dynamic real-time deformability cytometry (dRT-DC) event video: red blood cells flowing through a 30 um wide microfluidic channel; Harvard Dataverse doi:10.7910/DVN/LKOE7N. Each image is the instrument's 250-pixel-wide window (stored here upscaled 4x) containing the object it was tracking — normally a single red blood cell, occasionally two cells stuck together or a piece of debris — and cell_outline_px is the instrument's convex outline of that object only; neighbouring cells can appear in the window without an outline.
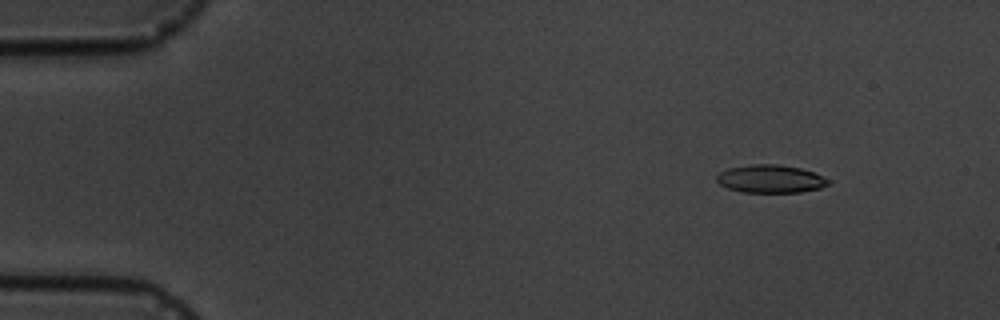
{"species": "common noctule bat (a hibernating species)", "species_latin": "Nyctalus noctula", "temperature_condition": "cold", "stored_images_in_passage": 4, "camera_frame_rate_fps": 3000, "um_per_image_px": 0.085, "animal": {"sex": "male", "body_mass_g": 19.5, "forearm_length_mm": 54.6}, "frame": {"image": 1, "passage_image": 2, "time_ms": 2.0, "image_size_px": [1000, 320], "cell_outline_px": [[832, 184], [820, 188], [800, 192], [744, 192], [728, 188], [720, 184], [716, 180], [716, 176], [720, 172], [728, 168], [752, 164], [776, 164], [800, 168], [812, 172], [832, 180]], "centroid_in_image_um": [65.52, 15.2], "position_along_channel_um": 19.5, "area_um2": 18.21}}